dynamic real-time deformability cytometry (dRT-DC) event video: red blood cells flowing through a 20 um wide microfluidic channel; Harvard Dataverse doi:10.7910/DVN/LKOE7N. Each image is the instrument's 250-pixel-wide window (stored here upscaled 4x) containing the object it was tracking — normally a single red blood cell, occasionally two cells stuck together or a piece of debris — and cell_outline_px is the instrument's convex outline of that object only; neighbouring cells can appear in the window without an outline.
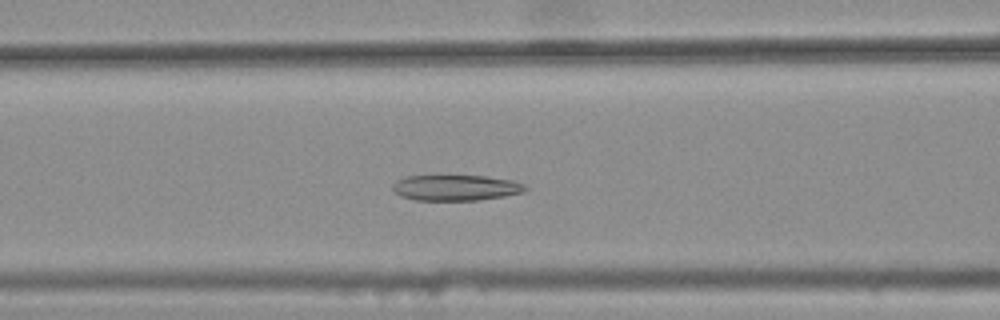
{"species": "common noctule bat (a hibernating species)", "species_latin": "Nyctalus noctula", "temperature_condition": "warm", "stored_images_in_passage": 35, "camera_frame_rate_fps": 3000, "um_per_image_px": 0.085, "animal": {"sex": "female", "body_mass_g": 25.1}, "frame": {"image": 1, "passage_image": 12, "time_ms": 3.667, "image_size_px": [1000, 320], "cell_outline_px": [[528, 188], [524, 192], [504, 196], [476, 200], [416, 200], [400, 196], [392, 188], [392, 184], [396, 180], [408, 176], [488, 176], [512, 180], [528, 184]], "centroid_in_image_um": [38.78, 15.95], "position_along_channel_um": 127.8, "area_um2": 19.94}}
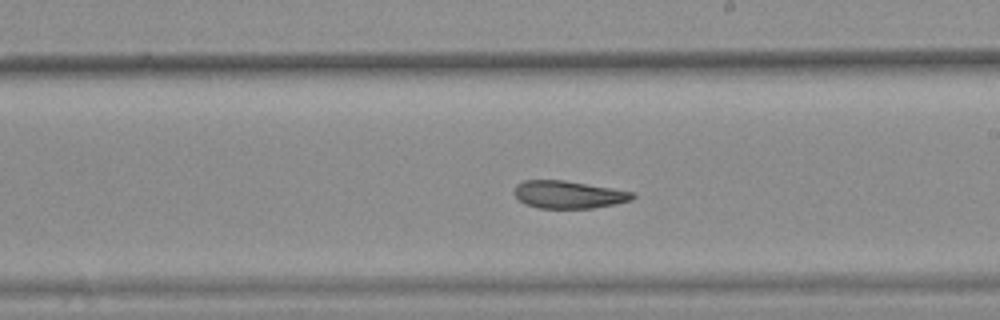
{"frame": {"image": 2, "passage_image": 21, "time_ms": 6.667, "image_size_px": [1000, 320], "cell_outline_px": [[636, 196], [632, 200], [616, 204], [592, 208], [540, 208], [524, 204], [512, 192], [516, 184], [524, 180], [564, 180], [636, 192]], "centroid_in_image_um": [48.33, 16.54], "position_along_channel_um": 240.7, "area_um2": 19.19}}
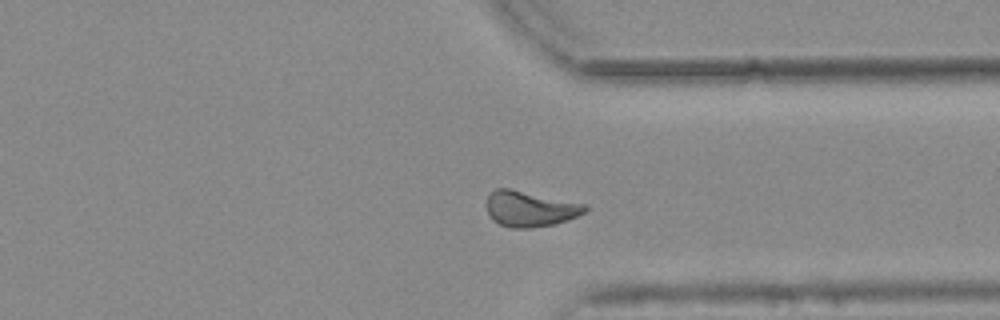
{"frame": {"image": 3, "passage_image": 31, "time_ms": 10.0, "image_size_px": [1000, 320], "cell_outline_px": [[588, 208], [584, 212], [568, 220], [552, 224], [532, 228], [512, 228], [500, 224], [492, 220], [488, 212], [488, 196], [496, 188], [508, 188], [588, 204]], "centroid_in_image_um": [45.07, 17.75], "position_along_channel_um": 366.3, "area_um2": 20.29}, "authors_computed_cell_mechanics": {"area_um2": 19.9988, "velocity_mm_per_s": 3.7711, "shape_relaxation_time_tau1_ms": null, "shape_relaxation_time_tau2_ms": 3.9948, "deformation_change_tau1": null, "deformation_change_tau2": 0.1114}}